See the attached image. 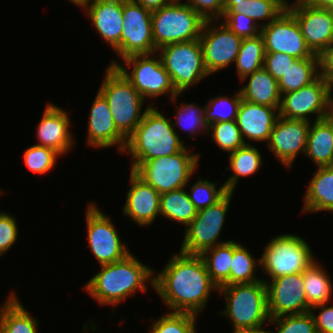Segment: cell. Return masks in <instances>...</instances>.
<instances>
[{
  "label": "cell",
  "mask_w": 333,
  "mask_h": 333,
  "mask_svg": "<svg viewBox=\"0 0 333 333\" xmlns=\"http://www.w3.org/2000/svg\"><path fill=\"white\" fill-rule=\"evenodd\" d=\"M269 325H274L275 333H317L314 318L310 312L270 318ZM267 333L274 332L269 329Z\"/></svg>",
  "instance_id": "cell-43"
},
{
  "label": "cell",
  "mask_w": 333,
  "mask_h": 333,
  "mask_svg": "<svg viewBox=\"0 0 333 333\" xmlns=\"http://www.w3.org/2000/svg\"><path fill=\"white\" fill-rule=\"evenodd\" d=\"M156 53L177 93H185L210 76L204 64L199 39L168 44L159 48Z\"/></svg>",
  "instance_id": "cell-10"
},
{
  "label": "cell",
  "mask_w": 333,
  "mask_h": 333,
  "mask_svg": "<svg viewBox=\"0 0 333 333\" xmlns=\"http://www.w3.org/2000/svg\"><path fill=\"white\" fill-rule=\"evenodd\" d=\"M317 167L333 166L331 117L310 123L305 154Z\"/></svg>",
  "instance_id": "cell-27"
},
{
  "label": "cell",
  "mask_w": 333,
  "mask_h": 333,
  "mask_svg": "<svg viewBox=\"0 0 333 333\" xmlns=\"http://www.w3.org/2000/svg\"><path fill=\"white\" fill-rule=\"evenodd\" d=\"M310 123L279 116L274 124L266 147L287 170L299 154H305Z\"/></svg>",
  "instance_id": "cell-19"
},
{
  "label": "cell",
  "mask_w": 333,
  "mask_h": 333,
  "mask_svg": "<svg viewBox=\"0 0 333 333\" xmlns=\"http://www.w3.org/2000/svg\"><path fill=\"white\" fill-rule=\"evenodd\" d=\"M286 5L290 4V3H294V2H299V1H304V0H293L292 2H290V0H282Z\"/></svg>",
  "instance_id": "cell-56"
},
{
  "label": "cell",
  "mask_w": 333,
  "mask_h": 333,
  "mask_svg": "<svg viewBox=\"0 0 333 333\" xmlns=\"http://www.w3.org/2000/svg\"><path fill=\"white\" fill-rule=\"evenodd\" d=\"M189 147L170 156L131 162L130 170L160 194L184 188L197 173L201 157L198 152L192 153L193 148Z\"/></svg>",
  "instance_id": "cell-6"
},
{
  "label": "cell",
  "mask_w": 333,
  "mask_h": 333,
  "mask_svg": "<svg viewBox=\"0 0 333 333\" xmlns=\"http://www.w3.org/2000/svg\"><path fill=\"white\" fill-rule=\"evenodd\" d=\"M220 20L242 39L256 37L260 34L261 27L252 18L243 14H223Z\"/></svg>",
  "instance_id": "cell-44"
},
{
  "label": "cell",
  "mask_w": 333,
  "mask_h": 333,
  "mask_svg": "<svg viewBox=\"0 0 333 333\" xmlns=\"http://www.w3.org/2000/svg\"><path fill=\"white\" fill-rule=\"evenodd\" d=\"M228 159L229 166L226 171L230 170L232 173L223 184L229 192H235L240 178L258 173L264 161L259 149L252 144H245L229 153Z\"/></svg>",
  "instance_id": "cell-29"
},
{
  "label": "cell",
  "mask_w": 333,
  "mask_h": 333,
  "mask_svg": "<svg viewBox=\"0 0 333 333\" xmlns=\"http://www.w3.org/2000/svg\"><path fill=\"white\" fill-rule=\"evenodd\" d=\"M286 6L282 0H242L237 1V4H224L223 14H243L263 27L284 12Z\"/></svg>",
  "instance_id": "cell-31"
},
{
  "label": "cell",
  "mask_w": 333,
  "mask_h": 333,
  "mask_svg": "<svg viewBox=\"0 0 333 333\" xmlns=\"http://www.w3.org/2000/svg\"><path fill=\"white\" fill-rule=\"evenodd\" d=\"M7 297L0 305V333H39L40 321L22 305L16 292Z\"/></svg>",
  "instance_id": "cell-28"
},
{
  "label": "cell",
  "mask_w": 333,
  "mask_h": 333,
  "mask_svg": "<svg viewBox=\"0 0 333 333\" xmlns=\"http://www.w3.org/2000/svg\"><path fill=\"white\" fill-rule=\"evenodd\" d=\"M198 315L186 312H165L157 319H151L149 333H198Z\"/></svg>",
  "instance_id": "cell-39"
},
{
  "label": "cell",
  "mask_w": 333,
  "mask_h": 333,
  "mask_svg": "<svg viewBox=\"0 0 333 333\" xmlns=\"http://www.w3.org/2000/svg\"><path fill=\"white\" fill-rule=\"evenodd\" d=\"M41 117L36 127L38 144L35 145L52 148L61 157L73 151L76 137L74 139L70 130L72 123L68 112L54 103L47 102Z\"/></svg>",
  "instance_id": "cell-20"
},
{
  "label": "cell",
  "mask_w": 333,
  "mask_h": 333,
  "mask_svg": "<svg viewBox=\"0 0 333 333\" xmlns=\"http://www.w3.org/2000/svg\"><path fill=\"white\" fill-rule=\"evenodd\" d=\"M278 117L279 107L263 106L242 99L236 123L245 144L254 142L267 144Z\"/></svg>",
  "instance_id": "cell-24"
},
{
  "label": "cell",
  "mask_w": 333,
  "mask_h": 333,
  "mask_svg": "<svg viewBox=\"0 0 333 333\" xmlns=\"http://www.w3.org/2000/svg\"><path fill=\"white\" fill-rule=\"evenodd\" d=\"M267 289L270 318L310 312L305 295L303 272L263 280Z\"/></svg>",
  "instance_id": "cell-18"
},
{
  "label": "cell",
  "mask_w": 333,
  "mask_h": 333,
  "mask_svg": "<svg viewBox=\"0 0 333 333\" xmlns=\"http://www.w3.org/2000/svg\"><path fill=\"white\" fill-rule=\"evenodd\" d=\"M233 195L234 192L228 191L215 204L197 211L196 217L184 229L180 252L200 255L208 248L230 241L220 237Z\"/></svg>",
  "instance_id": "cell-11"
},
{
  "label": "cell",
  "mask_w": 333,
  "mask_h": 333,
  "mask_svg": "<svg viewBox=\"0 0 333 333\" xmlns=\"http://www.w3.org/2000/svg\"><path fill=\"white\" fill-rule=\"evenodd\" d=\"M122 61L123 63H119L117 60H112L108 65L116 66L146 101L167 95L176 105L182 93L176 92L170 75L157 53L131 55Z\"/></svg>",
  "instance_id": "cell-8"
},
{
  "label": "cell",
  "mask_w": 333,
  "mask_h": 333,
  "mask_svg": "<svg viewBox=\"0 0 333 333\" xmlns=\"http://www.w3.org/2000/svg\"><path fill=\"white\" fill-rule=\"evenodd\" d=\"M2 190H3V189H0V196L4 193Z\"/></svg>",
  "instance_id": "cell-59"
},
{
  "label": "cell",
  "mask_w": 333,
  "mask_h": 333,
  "mask_svg": "<svg viewBox=\"0 0 333 333\" xmlns=\"http://www.w3.org/2000/svg\"><path fill=\"white\" fill-rule=\"evenodd\" d=\"M132 1L137 4H140L145 9H148L150 11H155L171 4L175 0H132Z\"/></svg>",
  "instance_id": "cell-50"
},
{
  "label": "cell",
  "mask_w": 333,
  "mask_h": 333,
  "mask_svg": "<svg viewBox=\"0 0 333 333\" xmlns=\"http://www.w3.org/2000/svg\"><path fill=\"white\" fill-rule=\"evenodd\" d=\"M187 188L160 194V216L176 221L185 226L184 228L196 217L198 211L188 197Z\"/></svg>",
  "instance_id": "cell-32"
},
{
  "label": "cell",
  "mask_w": 333,
  "mask_h": 333,
  "mask_svg": "<svg viewBox=\"0 0 333 333\" xmlns=\"http://www.w3.org/2000/svg\"><path fill=\"white\" fill-rule=\"evenodd\" d=\"M205 20L220 19L224 13L223 0H184Z\"/></svg>",
  "instance_id": "cell-47"
},
{
  "label": "cell",
  "mask_w": 333,
  "mask_h": 333,
  "mask_svg": "<svg viewBox=\"0 0 333 333\" xmlns=\"http://www.w3.org/2000/svg\"><path fill=\"white\" fill-rule=\"evenodd\" d=\"M329 116L333 119V94H330Z\"/></svg>",
  "instance_id": "cell-54"
},
{
  "label": "cell",
  "mask_w": 333,
  "mask_h": 333,
  "mask_svg": "<svg viewBox=\"0 0 333 333\" xmlns=\"http://www.w3.org/2000/svg\"><path fill=\"white\" fill-rule=\"evenodd\" d=\"M328 304L330 303H324L310 309L317 333H333V305Z\"/></svg>",
  "instance_id": "cell-48"
},
{
  "label": "cell",
  "mask_w": 333,
  "mask_h": 333,
  "mask_svg": "<svg viewBox=\"0 0 333 333\" xmlns=\"http://www.w3.org/2000/svg\"><path fill=\"white\" fill-rule=\"evenodd\" d=\"M69 3H73V5H76L78 8L82 7L85 3H87L89 0H68Z\"/></svg>",
  "instance_id": "cell-53"
},
{
  "label": "cell",
  "mask_w": 333,
  "mask_h": 333,
  "mask_svg": "<svg viewBox=\"0 0 333 333\" xmlns=\"http://www.w3.org/2000/svg\"><path fill=\"white\" fill-rule=\"evenodd\" d=\"M127 139L117 130L107 100L97 91L88 115L86 145L106 149L117 147L123 154Z\"/></svg>",
  "instance_id": "cell-21"
},
{
  "label": "cell",
  "mask_w": 333,
  "mask_h": 333,
  "mask_svg": "<svg viewBox=\"0 0 333 333\" xmlns=\"http://www.w3.org/2000/svg\"><path fill=\"white\" fill-rule=\"evenodd\" d=\"M82 11L120 59V39L123 30V0H89Z\"/></svg>",
  "instance_id": "cell-22"
},
{
  "label": "cell",
  "mask_w": 333,
  "mask_h": 333,
  "mask_svg": "<svg viewBox=\"0 0 333 333\" xmlns=\"http://www.w3.org/2000/svg\"><path fill=\"white\" fill-rule=\"evenodd\" d=\"M265 53H285L296 59L315 54L307 46L296 18L286 9L275 20L261 27Z\"/></svg>",
  "instance_id": "cell-16"
},
{
  "label": "cell",
  "mask_w": 333,
  "mask_h": 333,
  "mask_svg": "<svg viewBox=\"0 0 333 333\" xmlns=\"http://www.w3.org/2000/svg\"><path fill=\"white\" fill-rule=\"evenodd\" d=\"M187 186L190 191H187L188 197L197 210L215 204L228 192L223 183L217 188V182L209 181L202 176H198L192 184L188 182Z\"/></svg>",
  "instance_id": "cell-40"
},
{
  "label": "cell",
  "mask_w": 333,
  "mask_h": 333,
  "mask_svg": "<svg viewBox=\"0 0 333 333\" xmlns=\"http://www.w3.org/2000/svg\"><path fill=\"white\" fill-rule=\"evenodd\" d=\"M199 40L202 45L204 64L212 75L234 66L242 38L232 32L220 20H206Z\"/></svg>",
  "instance_id": "cell-14"
},
{
  "label": "cell",
  "mask_w": 333,
  "mask_h": 333,
  "mask_svg": "<svg viewBox=\"0 0 333 333\" xmlns=\"http://www.w3.org/2000/svg\"><path fill=\"white\" fill-rule=\"evenodd\" d=\"M330 277L328 271L317 260L304 270V289L310 308L332 303L333 281Z\"/></svg>",
  "instance_id": "cell-30"
},
{
  "label": "cell",
  "mask_w": 333,
  "mask_h": 333,
  "mask_svg": "<svg viewBox=\"0 0 333 333\" xmlns=\"http://www.w3.org/2000/svg\"><path fill=\"white\" fill-rule=\"evenodd\" d=\"M154 270V290L170 312L203 313L218 287L200 255L173 253L160 272Z\"/></svg>",
  "instance_id": "cell-1"
},
{
  "label": "cell",
  "mask_w": 333,
  "mask_h": 333,
  "mask_svg": "<svg viewBox=\"0 0 333 333\" xmlns=\"http://www.w3.org/2000/svg\"><path fill=\"white\" fill-rule=\"evenodd\" d=\"M286 9L296 18L306 44L314 54L319 55L333 43L331 9L313 7L303 1L290 3Z\"/></svg>",
  "instance_id": "cell-17"
},
{
  "label": "cell",
  "mask_w": 333,
  "mask_h": 333,
  "mask_svg": "<svg viewBox=\"0 0 333 333\" xmlns=\"http://www.w3.org/2000/svg\"><path fill=\"white\" fill-rule=\"evenodd\" d=\"M208 135L221 151L228 154L245 145L236 121L213 123L208 126Z\"/></svg>",
  "instance_id": "cell-41"
},
{
  "label": "cell",
  "mask_w": 333,
  "mask_h": 333,
  "mask_svg": "<svg viewBox=\"0 0 333 333\" xmlns=\"http://www.w3.org/2000/svg\"><path fill=\"white\" fill-rule=\"evenodd\" d=\"M319 77L318 55L311 58L295 59L291 68L278 81L279 92L281 95L309 85Z\"/></svg>",
  "instance_id": "cell-34"
},
{
  "label": "cell",
  "mask_w": 333,
  "mask_h": 333,
  "mask_svg": "<svg viewBox=\"0 0 333 333\" xmlns=\"http://www.w3.org/2000/svg\"><path fill=\"white\" fill-rule=\"evenodd\" d=\"M101 269L82 287L100 306H118L136 293L154 288V268L130 253L121 261L100 265ZM149 282V283H148Z\"/></svg>",
  "instance_id": "cell-2"
},
{
  "label": "cell",
  "mask_w": 333,
  "mask_h": 333,
  "mask_svg": "<svg viewBox=\"0 0 333 333\" xmlns=\"http://www.w3.org/2000/svg\"><path fill=\"white\" fill-rule=\"evenodd\" d=\"M260 268V258H255L246 245L233 240V260L231 263L229 285L253 283L262 280L256 276Z\"/></svg>",
  "instance_id": "cell-35"
},
{
  "label": "cell",
  "mask_w": 333,
  "mask_h": 333,
  "mask_svg": "<svg viewBox=\"0 0 333 333\" xmlns=\"http://www.w3.org/2000/svg\"><path fill=\"white\" fill-rule=\"evenodd\" d=\"M181 138L173 128L171 118L154 104L146 110L141 123L127 138L123 153L129 154L131 162L170 156L187 146Z\"/></svg>",
  "instance_id": "cell-3"
},
{
  "label": "cell",
  "mask_w": 333,
  "mask_h": 333,
  "mask_svg": "<svg viewBox=\"0 0 333 333\" xmlns=\"http://www.w3.org/2000/svg\"><path fill=\"white\" fill-rule=\"evenodd\" d=\"M224 4H237V1H242V0H223Z\"/></svg>",
  "instance_id": "cell-55"
},
{
  "label": "cell",
  "mask_w": 333,
  "mask_h": 333,
  "mask_svg": "<svg viewBox=\"0 0 333 333\" xmlns=\"http://www.w3.org/2000/svg\"><path fill=\"white\" fill-rule=\"evenodd\" d=\"M61 155L54 149L44 146H29L23 153V162L28 170L44 175L52 171Z\"/></svg>",
  "instance_id": "cell-42"
},
{
  "label": "cell",
  "mask_w": 333,
  "mask_h": 333,
  "mask_svg": "<svg viewBox=\"0 0 333 333\" xmlns=\"http://www.w3.org/2000/svg\"><path fill=\"white\" fill-rule=\"evenodd\" d=\"M307 240L296 234L284 233L272 237L265 244L260 258L261 272L272 280L280 276L304 272L315 259Z\"/></svg>",
  "instance_id": "cell-7"
},
{
  "label": "cell",
  "mask_w": 333,
  "mask_h": 333,
  "mask_svg": "<svg viewBox=\"0 0 333 333\" xmlns=\"http://www.w3.org/2000/svg\"><path fill=\"white\" fill-rule=\"evenodd\" d=\"M13 216L0 210V258L6 255L19 238L18 221Z\"/></svg>",
  "instance_id": "cell-45"
},
{
  "label": "cell",
  "mask_w": 333,
  "mask_h": 333,
  "mask_svg": "<svg viewBox=\"0 0 333 333\" xmlns=\"http://www.w3.org/2000/svg\"><path fill=\"white\" fill-rule=\"evenodd\" d=\"M330 94H333V80L329 83Z\"/></svg>",
  "instance_id": "cell-57"
},
{
  "label": "cell",
  "mask_w": 333,
  "mask_h": 333,
  "mask_svg": "<svg viewBox=\"0 0 333 333\" xmlns=\"http://www.w3.org/2000/svg\"><path fill=\"white\" fill-rule=\"evenodd\" d=\"M225 299L219 315L225 316L232 329H265L270 322L267 289L263 280L218 288Z\"/></svg>",
  "instance_id": "cell-4"
},
{
  "label": "cell",
  "mask_w": 333,
  "mask_h": 333,
  "mask_svg": "<svg viewBox=\"0 0 333 333\" xmlns=\"http://www.w3.org/2000/svg\"><path fill=\"white\" fill-rule=\"evenodd\" d=\"M296 58L285 53H265L263 68L269 74L279 81L285 73L291 68L293 61Z\"/></svg>",
  "instance_id": "cell-46"
},
{
  "label": "cell",
  "mask_w": 333,
  "mask_h": 333,
  "mask_svg": "<svg viewBox=\"0 0 333 333\" xmlns=\"http://www.w3.org/2000/svg\"><path fill=\"white\" fill-rule=\"evenodd\" d=\"M265 48L262 36L242 39L235 67L239 81L261 69L264 64Z\"/></svg>",
  "instance_id": "cell-36"
},
{
  "label": "cell",
  "mask_w": 333,
  "mask_h": 333,
  "mask_svg": "<svg viewBox=\"0 0 333 333\" xmlns=\"http://www.w3.org/2000/svg\"><path fill=\"white\" fill-rule=\"evenodd\" d=\"M123 17L120 60L131 55L156 53L152 30V11L132 0H123Z\"/></svg>",
  "instance_id": "cell-15"
},
{
  "label": "cell",
  "mask_w": 333,
  "mask_h": 333,
  "mask_svg": "<svg viewBox=\"0 0 333 333\" xmlns=\"http://www.w3.org/2000/svg\"><path fill=\"white\" fill-rule=\"evenodd\" d=\"M104 72L98 91L108 102L117 130L127 139L154 102L144 109L147 101L116 66L108 65Z\"/></svg>",
  "instance_id": "cell-5"
},
{
  "label": "cell",
  "mask_w": 333,
  "mask_h": 333,
  "mask_svg": "<svg viewBox=\"0 0 333 333\" xmlns=\"http://www.w3.org/2000/svg\"><path fill=\"white\" fill-rule=\"evenodd\" d=\"M233 96L219 93L218 96L207 99V104H205V122L208 126L218 122L236 121L242 101L239 89L236 90Z\"/></svg>",
  "instance_id": "cell-38"
},
{
  "label": "cell",
  "mask_w": 333,
  "mask_h": 333,
  "mask_svg": "<svg viewBox=\"0 0 333 333\" xmlns=\"http://www.w3.org/2000/svg\"><path fill=\"white\" fill-rule=\"evenodd\" d=\"M200 256L213 283L218 288L228 286L233 260V239L204 250Z\"/></svg>",
  "instance_id": "cell-33"
},
{
  "label": "cell",
  "mask_w": 333,
  "mask_h": 333,
  "mask_svg": "<svg viewBox=\"0 0 333 333\" xmlns=\"http://www.w3.org/2000/svg\"><path fill=\"white\" fill-rule=\"evenodd\" d=\"M245 81L247 84L239 88L242 99L263 106L280 107L281 94L278 81L266 69L262 67L240 82Z\"/></svg>",
  "instance_id": "cell-26"
},
{
  "label": "cell",
  "mask_w": 333,
  "mask_h": 333,
  "mask_svg": "<svg viewBox=\"0 0 333 333\" xmlns=\"http://www.w3.org/2000/svg\"><path fill=\"white\" fill-rule=\"evenodd\" d=\"M233 333H267L266 329H233Z\"/></svg>",
  "instance_id": "cell-52"
},
{
  "label": "cell",
  "mask_w": 333,
  "mask_h": 333,
  "mask_svg": "<svg viewBox=\"0 0 333 333\" xmlns=\"http://www.w3.org/2000/svg\"><path fill=\"white\" fill-rule=\"evenodd\" d=\"M331 133H332V137H333V119L331 118Z\"/></svg>",
  "instance_id": "cell-58"
},
{
  "label": "cell",
  "mask_w": 333,
  "mask_h": 333,
  "mask_svg": "<svg viewBox=\"0 0 333 333\" xmlns=\"http://www.w3.org/2000/svg\"><path fill=\"white\" fill-rule=\"evenodd\" d=\"M206 20L182 0L152 11L155 48L199 39Z\"/></svg>",
  "instance_id": "cell-9"
},
{
  "label": "cell",
  "mask_w": 333,
  "mask_h": 333,
  "mask_svg": "<svg viewBox=\"0 0 333 333\" xmlns=\"http://www.w3.org/2000/svg\"><path fill=\"white\" fill-rule=\"evenodd\" d=\"M130 188L122 208L123 215L141 227L148 228L160 216V193L146 184L133 171L129 173Z\"/></svg>",
  "instance_id": "cell-23"
},
{
  "label": "cell",
  "mask_w": 333,
  "mask_h": 333,
  "mask_svg": "<svg viewBox=\"0 0 333 333\" xmlns=\"http://www.w3.org/2000/svg\"><path fill=\"white\" fill-rule=\"evenodd\" d=\"M175 117L176 119L172 120L173 128L176 130L178 127L185 133L188 132L187 138H194L197 135L208 134V125L205 122V106H199L194 102H182L181 105L176 108ZM196 135V136H194Z\"/></svg>",
  "instance_id": "cell-37"
},
{
  "label": "cell",
  "mask_w": 333,
  "mask_h": 333,
  "mask_svg": "<svg viewBox=\"0 0 333 333\" xmlns=\"http://www.w3.org/2000/svg\"><path fill=\"white\" fill-rule=\"evenodd\" d=\"M306 4L317 8H331L333 7V0H304Z\"/></svg>",
  "instance_id": "cell-51"
},
{
  "label": "cell",
  "mask_w": 333,
  "mask_h": 333,
  "mask_svg": "<svg viewBox=\"0 0 333 333\" xmlns=\"http://www.w3.org/2000/svg\"><path fill=\"white\" fill-rule=\"evenodd\" d=\"M95 202H89L85 212L88 247L100 265L111 264L132 253L121 239L110 215Z\"/></svg>",
  "instance_id": "cell-12"
},
{
  "label": "cell",
  "mask_w": 333,
  "mask_h": 333,
  "mask_svg": "<svg viewBox=\"0 0 333 333\" xmlns=\"http://www.w3.org/2000/svg\"><path fill=\"white\" fill-rule=\"evenodd\" d=\"M329 105V84L319 76L309 85L281 95L279 116L312 122L315 115L314 121H318L329 115Z\"/></svg>",
  "instance_id": "cell-13"
},
{
  "label": "cell",
  "mask_w": 333,
  "mask_h": 333,
  "mask_svg": "<svg viewBox=\"0 0 333 333\" xmlns=\"http://www.w3.org/2000/svg\"><path fill=\"white\" fill-rule=\"evenodd\" d=\"M305 190L302 214L320 211L333 214V166L317 167Z\"/></svg>",
  "instance_id": "cell-25"
},
{
  "label": "cell",
  "mask_w": 333,
  "mask_h": 333,
  "mask_svg": "<svg viewBox=\"0 0 333 333\" xmlns=\"http://www.w3.org/2000/svg\"><path fill=\"white\" fill-rule=\"evenodd\" d=\"M319 76L328 84L333 80V43L319 55Z\"/></svg>",
  "instance_id": "cell-49"
}]
</instances>
